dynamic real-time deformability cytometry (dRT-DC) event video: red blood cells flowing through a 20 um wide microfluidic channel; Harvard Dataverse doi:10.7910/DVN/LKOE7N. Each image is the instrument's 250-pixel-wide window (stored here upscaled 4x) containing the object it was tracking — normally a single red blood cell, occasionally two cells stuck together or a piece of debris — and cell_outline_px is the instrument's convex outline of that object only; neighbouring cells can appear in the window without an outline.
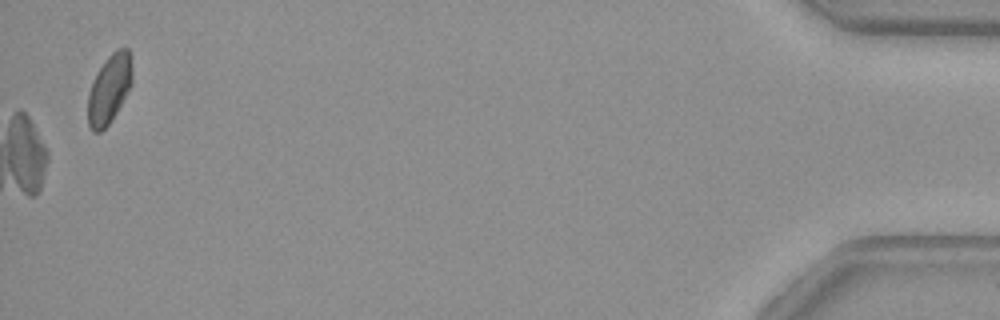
{"species": "common noctule bat (a hibernating species)", "species_latin": "Nyctalus noctula", "temperature_condition": "warm", "stored_images_in_passage": 51, "camera_frame_rate_fps": 3000, "um_per_image_px": 0.085, "animal": {"sex": "female", "body_mass_g": 29.2, "forearm_length_mm": 56.3}, "frame": {"image": 1, "passage_image": 51, "time_ms": 16.667, "image_size_px": [1000, 320], "cell_outline_px": [[132, 84], [116, 112], [108, 124], [100, 132], [92, 132], [88, 124], [88, 96], [92, 80], [96, 72], [104, 60], [116, 48], [128, 48], [132, 64]], "centroid_in_image_um": [9.28, 7.53], "position_along_channel_um": 425.9, "area_um2": 17.86}}